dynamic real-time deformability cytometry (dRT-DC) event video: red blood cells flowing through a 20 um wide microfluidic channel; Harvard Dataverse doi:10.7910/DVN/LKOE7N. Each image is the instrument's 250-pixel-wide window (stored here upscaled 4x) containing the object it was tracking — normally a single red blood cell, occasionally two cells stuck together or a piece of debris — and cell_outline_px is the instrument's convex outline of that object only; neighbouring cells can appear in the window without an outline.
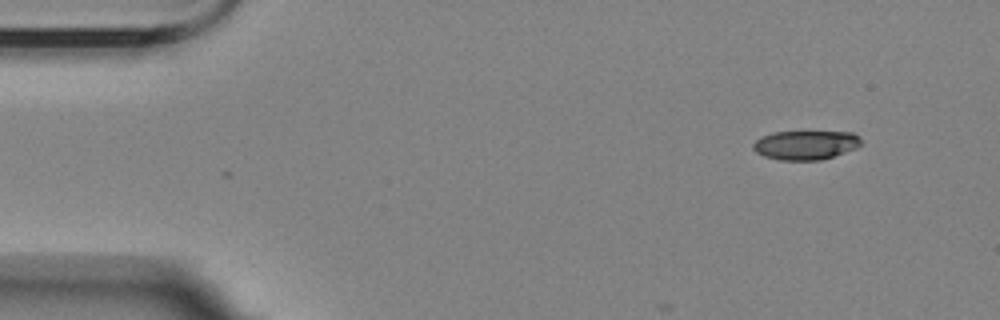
{"species": "Egyptian fruit bat (a non-hibernating species)", "species_latin": "Rousettus aegyptiacus", "temperature_condition": "room temperature", "stored_images_in_passage": 2, "camera_frame_rate_fps": 3000, "um_per_image_px": 0.085, "animal": {"sex": "female"}, "frame": {"image": 1, "passage_image": 2, "time_ms": 1.667, "image_size_px": [1000, 320], "cell_outline_px": [[860, 144], [856, 148], [820, 160], [780, 160], [764, 156], [756, 152], [752, 148], [752, 144], [760, 136], [772, 132], [852, 132], [860, 136]], "centroid_in_image_um": [68.44, 12.32], "position_along_channel_um": 16.6, "area_um2": 18.26}}